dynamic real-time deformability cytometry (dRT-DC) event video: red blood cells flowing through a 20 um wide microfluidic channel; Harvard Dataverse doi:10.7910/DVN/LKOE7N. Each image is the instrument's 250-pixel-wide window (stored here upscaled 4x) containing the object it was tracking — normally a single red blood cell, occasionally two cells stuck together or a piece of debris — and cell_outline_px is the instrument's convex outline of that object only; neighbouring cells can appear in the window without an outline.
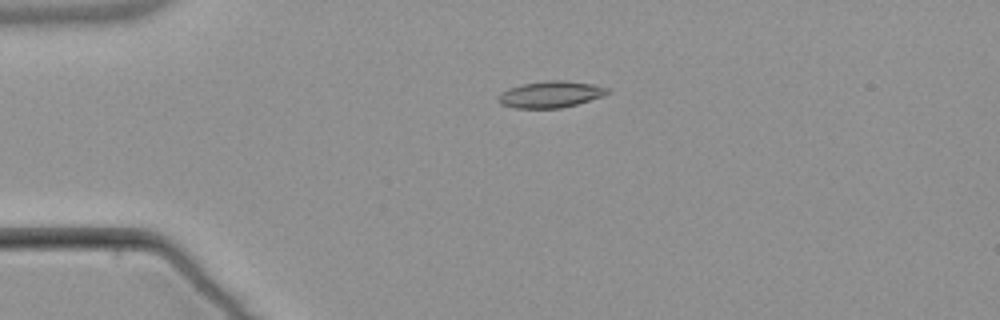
{"species": "common noctule bat (a hibernating species)", "species_latin": "Nyctalus noctula", "temperature_condition": "warm", "stored_images_in_passage": 3, "camera_frame_rate_fps": 3000, "um_per_image_px": 0.085, "animal": {"sex": "male", "body_mass_g": 21.5, "forearm_length_mm": 52.0}, "frame": {"image": 1, "passage_image": 2, "time_ms": 1.333, "image_size_px": [1000, 320], "cell_outline_px": [[612, 92], [604, 96], [576, 104], [560, 108], [512, 108], [500, 104], [496, 100], [496, 96], [500, 92], [508, 88], [520, 84], [544, 80], [564, 80], [592, 84], [608, 88]], "centroid_in_image_um": [46.75, 8.01], "position_along_channel_um": 38.3, "area_um2": 17.22}}